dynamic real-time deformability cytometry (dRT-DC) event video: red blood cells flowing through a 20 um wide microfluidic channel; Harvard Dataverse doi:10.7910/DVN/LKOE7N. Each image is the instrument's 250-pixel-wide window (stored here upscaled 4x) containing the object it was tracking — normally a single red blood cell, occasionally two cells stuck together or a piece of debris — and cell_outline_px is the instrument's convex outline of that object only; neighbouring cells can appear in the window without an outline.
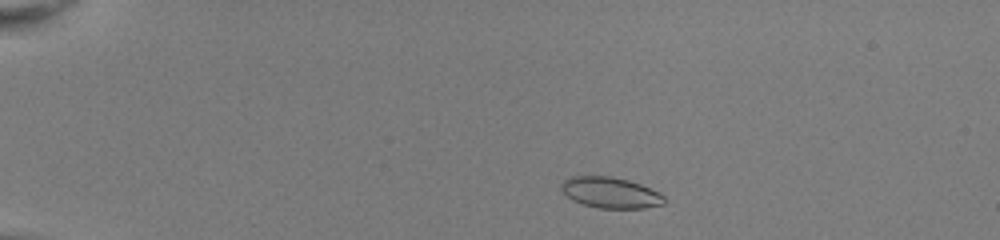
{"species": "common noctule bat (a hibernating species)", "species_latin": "Nyctalus noctula", "temperature_condition": "room temperature", "stored_images_in_passage": 45, "camera_frame_rate_fps": 3000, "um_per_image_px": 0.085, "animal": {"sex": "female", "body_mass_g": 22.0, "forearm_length_mm": 56.7}, "frame": {"image": 1, "passage_image": 4, "time_ms": 1.0, "image_size_px": [1000, 240], "cell_outline_px": [[664, 204], [644, 208], [600, 208], [584, 204], [572, 200], [564, 192], [564, 180], [572, 176], [612, 176], [628, 180], [640, 184], [664, 196]], "centroid_in_image_um": [51.91, 16.37], "position_along_channel_um": 33.1, "area_um2": 18.09}}
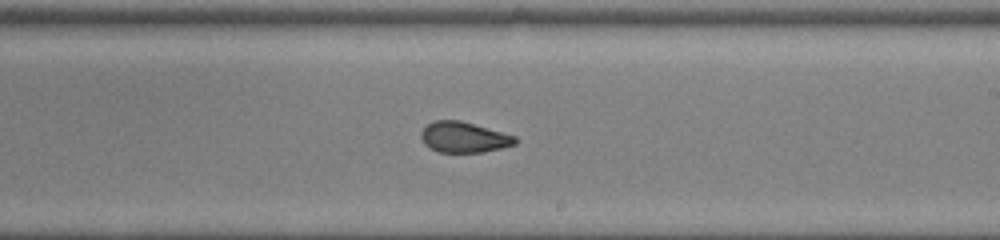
{"frame": {"image": 2, "passage_image": 26, "time_ms": 8.333, "image_size_px": [1000, 240], "cell_outline_px": [[516, 144], [500, 148], [480, 152], [440, 152], [424, 144], [420, 136], [420, 132], [432, 120], [460, 120], [516, 136]], "centroid_in_image_um": [39.4, 11.65], "position_along_channel_um": 249.6, "area_um2": 16.65}}
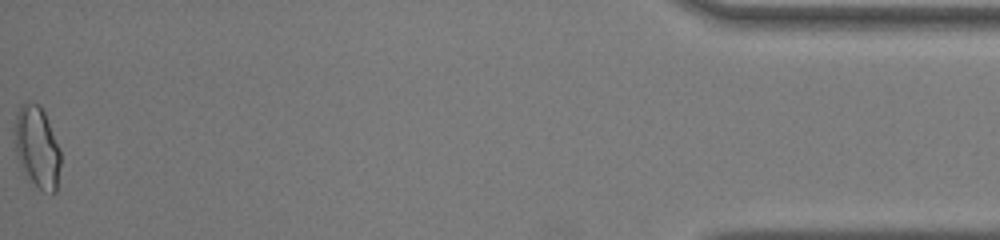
{"frame": {"image": 3, "passage_image": 45, "time_ms": 14.667, "image_size_px": [1000, 240], "cell_outline_px": [[60, 164], [56, 192], [52, 192], [40, 188], [32, 180], [20, 164], [16, 152], [12, 132], [12, 128], [20, 104], [24, 100], [40, 104], [44, 112], [60, 152]], "centroid_in_image_um": [3.11, 12.4], "position_along_channel_um": 432.1, "area_um2": 21.56}}